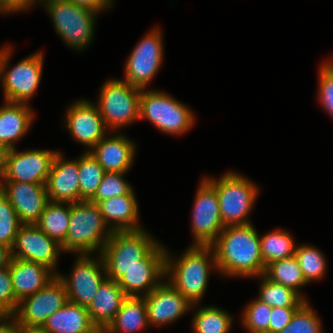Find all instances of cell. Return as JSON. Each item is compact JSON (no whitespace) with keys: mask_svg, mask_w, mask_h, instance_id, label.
<instances>
[{"mask_svg":"<svg viewBox=\"0 0 333 333\" xmlns=\"http://www.w3.org/2000/svg\"><path fill=\"white\" fill-rule=\"evenodd\" d=\"M67 112L66 127L79 143L91 150L105 137L107 127L96 105L80 100Z\"/></svg>","mask_w":333,"mask_h":333,"instance_id":"18","label":"cell"},{"mask_svg":"<svg viewBox=\"0 0 333 333\" xmlns=\"http://www.w3.org/2000/svg\"><path fill=\"white\" fill-rule=\"evenodd\" d=\"M57 151L9 149L3 181L46 184Z\"/></svg>","mask_w":333,"mask_h":333,"instance_id":"15","label":"cell"},{"mask_svg":"<svg viewBox=\"0 0 333 333\" xmlns=\"http://www.w3.org/2000/svg\"><path fill=\"white\" fill-rule=\"evenodd\" d=\"M0 321V333H21V324L13 315H0Z\"/></svg>","mask_w":333,"mask_h":333,"instance_id":"44","label":"cell"},{"mask_svg":"<svg viewBox=\"0 0 333 333\" xmlns=\"http://www.w3.org/2000/svg\"><path fill=\"white\" fill-rule=\"evenodd\" d=\"M60 250H62L61 245L46 235L35 224H23L17 232L11 248V256L20 260L43 264L53 271Z\"/></svg>","mask_w":333,"mask_h":333,"instance_id":"14","label":"cell"},{"mask_svg":"<svg viewBox=\"0 0 333 333\" xmlns=\"http://www.w3.org/2000/svg\"><path fill=\"white\" fill-rule=\"evenodd\" d=\"M29 0H0V11L18 12L29 8Z\"/></svg>","mask_w":333,"mask_h":333,"instance_id":"43","label":"cell"},{"mask_svg":"<svg viewBox=\"0 0 333 333\" xmlns=\"http://www.w3.org/2000/svg\"><path fill=\"white\" fill-rule=\"evenodd\" d=\"M50 202H80L78 160L65 161L57 152L46 182Z\"/></svg>","mask_w":333,"mask_h":333,"instance_id":"19","label":"cell"},{"mask_svg":"<svg viewBox=\"0 0 333 333\" xmlns=\"http://www.w3.org/2000/svg\"><path fill=\"white\" fill-rule=\"evenodd\" d=\"M145 299L149 325H165L177 320L193 306L168 281L161 282Z\"/></svg>","mask_w":333,"mask_h":333,"instance_id":"17","label":"cell"},{"mask_svg":"<svg viewBox=\"0 0 333 333\" xmlns=\"http://www.w3.org/2000/svg\"><path fill=\"white\" fill-rule=\"evenodd\" d=\"M127 297L114 280L106 278L98 287L97 293L87 309L92 323L101 333L114 320Z\"/></svg>","mask_w":333,"mask_h":333,"instance_id":"22","label":"cell"},{"mask_svg":"<svg viewBox=\"0 0 333 333\" xmlns=\"http://www.w3.org/2000/svg\"><path fill=\"white\" fill-rule=\"evenodd\" d=\"M78 167L80 202L89 201L96 193L106 172L88 151L79 157Z\"/></svg>","mask_w":333,"mask_h":333,"instance_id":"32","label":"cell"},{"mask_svg":"<svg viewBox=\"0 0 333 333\" xmlns=\"http://www.w3.org/2000/svg\"><path fill=\"white\" fill-rule=\"evenodd\" d=\"M10 55L11 49L9 47L0 50V79L2 80L5 101L26 104L40 84L43 53L37 52L30 55L8 70L7 64Z\"/></svg>","mask_w":333,"mask_h":333,"instance_id":"7","label":"cell"},{"mask_svg":"<svg viewBox=\"0 0 333 333\" xmlns=\"http://www.w3.org/2000/svg\"><path fill=\"white\" fill-rule=\"evenodd\" d=\"M263 275L272 282L293 289L303 299H305L299 293L298 289L302 287V285L304 286L308 283L304 279L302 270L299 267V263L295 255L269 263L266 265Z\"/></svg>","mask_w":333,"mask_h":333,"instance_id":"29","label":"cell"},{"mask_svg":"<svg viewBox=\"0 0 333 333\" xmlns=\"http://www.w3.org/2000/svg\"><path fill=\"white\" fill-rule=\"evenodd\" d=\"M70 213L71 203L49 202L35 225L61 245L67 236Z\"/></svg>","mask_w":333,"mask_h":333,"instance_id":"28","label":"cell"},{"mask_svg":"<svg viewBox=\"0 0 333 333\" xmlns=\"http://www.w3.org/2000/svg\"><path fill=\"white\" fill-rule=\"evenodd\" d=\"M146 118L168 134H183L193 127L195 117L181 102L164 92L141 90L139 119Z\"/></svg>","mask_w":333,"mask_h":333,"instance_id":"6","label":"cell"},{"mask_svg":"<svg viewBox=\"0 0 333 333\" xmlns=\"http://www.w3.org/2000/svg\"><path fill=\"white\" fill-rule=\"evenodd\" d=\"M206 179L215 187L218 195L223 225L250 224L247 215L257 198V186L234 172L224 174L219 180Z\"/></svg>","mask_w":333,"mask_h":333,"instance_id":"5","label":"cell"},{"mask_svg":"<svg viewBox=\"0 0 333 333\" xmlns=\"http://www.w3.org/2000/svg\"><path fill=\"white\" fill-rule=\"evenodd\" d=\"M332 67H333V61H331V62H328Z\"/></svg>","mask_w":333,"mask_h":333,"instance_id":"49","label":"cell"},{"mask_svg":"<svg viewBox=\"0 0 333 333\" xmlns=\"http://www.w3.org/2000/svg\"><path fill=\"white\" fill-rule=\"evenodd\" d=\"M19 301L15 298L9 267L0 269V315H13Z\"/></svg>","mask_w":333,"mask_h":333,"instance_id":"39","label":"cell"},{"mask_svg":"<svg viewBox=\"0 0 333 333\" xmlns=\"http://www.w3.org/2000/svg\"><path fill=\"white\" fill-rule=\"evenodd\" d=\"M75 5L88 9L94 13H100L105 8L111 7L113 0H68Z\"/></svg>","mask_w":333,"mask_h":333,"instance_id":"42","label":"cell"},{"mask_svg":"<svg viewBox=\"0 0 333 333\" xmlns=\"http://www.w3.org/2000/svg\"><path fill=\"white\" fill-rule=\"evenodd\" d=\"M295 257L308 284L325 274L326 261L320 250L309 245L296 246Z\"/></svg>","mask_w":333,"mask_h":333,"instance_id":"34","label":"cell"},{"mask_svg":"<svg viewBox=\"0 0 333 333\" xmlns=\"http://www.w3.org/2000/svg\"><path fill=\"white\" fill-rule=\"evenodd\" d=\"M48 333H101L92 323L87 307L68 301L42 326Z\"/></svg>","mask_w":333,"mask_h":333,"instance_id":"24","label":"cell"},{"mask_svg":"<svg viewBox=\"0 0 333 333\" xmlns=\"http://www.w3.org/2000/svg\"><path fill=\"white\" fill-rule=\"evenodd\" d=\"M192 214L194 245L211 246L223 231L219 198L215 187L206 179L202 180L196 193Z\"/></svg>","mask_w":333,"mask_h":333,"instance_id":"11","label":"cell"},{"mask_svg":"<svg viewBox=\"0 0 333 333\" xmlns=\"http://www.w3.org/2000/svg\"><path fill=\"white\" fill-rule=\"evenodd\" d=\"M21 333H48L43 327L21 325Z\"/></svg>","mask_w":333,"mask_h":333,"instance_id":"47","label":"cell"},{"mask_svg":"<svg viewBox=\"0 0 333 333\" xmlns=\"http://www.w3.org/2000/svg\"><path fill=\"white\" fill-rule=\"evenodd\" d=\"M11 259V248L0 244V269L9 267Z\"/></svg>","mask_w":333,"mask_h":333,"instance_id":"45","label":"cell"},{"mask_svg":"<svg viewBox=\"0 0 333 333\" xmlns=\"http://www.w3.org/2000/svg\"><path fill=\"white\" fill-rule=\"evenodd\" d=\"M264 265L295 255L296 246L290 233L284 230L269 232L260 237Z\"/></svg>","mask_w":333,"mask_h":333,"instance_id":"30","label":"cell"},{"mask_svg":"<svg viewBox=\"0 0 333 333\" xmlns=\"http://www.w3.org/2000/svg\"><path fill=\"white\" fill-rule=\"evenodd\" d=\"M212 250V246L192 245L176 261L171 260L166 250L165 276L193 306L201 300L206 291L211 266L217 269L215 253Z\"/></svg>","mask_w":333,"mask_h":333,"instance_id":"3","label":"cell"},{"mask_svg":"<svg viewBox=\"0 0 333 333\" xmlns=\"http://www.w3.org/2000/svg\"><path fill=\"white\" fill-rule=\"evenodd\" d=\"M162 35L154 29L132 50L125 64V80L143 90L158 72L163 61Z\"/></svg>","mask_w":333,"mask_h":333,"instance_id":"12","label":"cell"},{"mask_svg":"<svg viewBox=\"0 0 333 333\" xmlns=\"http://www.w3.org/2000/svg\"><path fill=\"white\" fill-rule=\"evenodd\" d=\"M99 258L96 261L90 259L89 254H81L74 265L71 276L67 278L57 274L66 287L68 301L87 308L92 303L98 287L107 278L104 260L101 255Z\"/></svg>","mask_w":333,"mask_h":333,"instance_id":"13","label":"cell"},{"mask_svg":"<svg viewBox=\"0 0 333 333\" xmlns=\"http://www.w3.org/2000/svg\"><path fill=\"white\" fill-rule=\"evenodd\" d=\"M43 5L51 15L55 30L68 46L82 50L92 41L95 33L94 16L98 13L75 5L68 0H52Z\"/></svg>","mask_w":333,"mask_h":333,"instance_id":"8","label":"cell"},{"mask_svg":"<svg viewBox=\"0 0 333 333\" xmlns=\"http://www.w3.org/2000/svg\"><path fill=\"white\" fill-rule=\"evenodd\" d=\"M35 1L36 2L41 1V2H44V4H45V3L49 2V1H52V0H29V5L32 6V4H35Z\"/></svg>","mask_w":333,"mask_h":333,"instance_id":"48","label":"cell"},{"mask_svg":"<svg viewBox=\"0 0 333 333\" xmlns=\"http://www.w3.org/2000/svg\"><path fill=\"white\" fill-rule=\"evenodd\" d=\"M261 277L260 294L257 299L270 307L299 308L306 301L293 289L272 282L264 275H261L259 278Z\"/></svg>","mask_w":333,"mask_h":333,"instance_id":"31","label":"cell"},{"mask_svg":"<svg viewBox=\"0 0 333 333\" xmlns=\"http://www.w3.org/2000/svg\"><path fill=\"white\" fill-rule=\"evenodd\" d=\"M272 307L258 299L250 302L243 314V324L249 333H270Z\"/></svg>","mask_w":333,"mask_h":333,"instance_id":"35","label":"cell"},{"mask_svg":"<svg viewBox=\"0 0 333 333\" xmlns=\"http://www.w3.org/2000/svg\"><path fill=\"white\" fill-rule=\"evenodd\" d=\"M0 191L10 201L22 224H36L50 202L46 184L1 180Z\"/></svg>","mask_w":333,"mask_h":333,"instance_id":"16","label":"cell"},{"mask_svg":"<svg viewBox=\"0 0 333 333\" xmlns=\"http://www.w3.org/2000/svg\"><path fill=\"white\" fill-rule=\"evenodd\" d=\"M141 89L126 81L111 79L101 88L98 110L105 125L111 130L139 119Z\"/></svg>","mask_w":333,"mask_h":333,"instance_id":"9","label":"cell"},{"mask_svg":"<svg viewBox=\"0 0 333 333\" xmlns=\"http://www.w3.org/2000/svg\"><path fill=\"white\" fill-rule=\"evenodd\" d=\"M279 333H323L321 320L307 300L295 311L291 322Z\"/></svg>","mask_w":333,"mask_h":333,"instance_id":"37","label":"cell"},{"mask_svg":"<svg viewBox=\"0 0 333 333\" xmlns=\"http://www.w3.org/2000/svg\"><path fill=\"white\" fill-rule=\"evenodd\" d=\"M33 116L27 104L5 101L0 108V144L14 149V142L27 133Z\"/></svg>","mask_w":333,"mask_h":333,"instance_id":"25","label":"cell"},{"mask_svg":"<svg viewBox=\"0 0 333 333\" xmlns=\"http://www.w3.org/2000/svg\"><path fill=\"white\" fill-rule=\"evenodd\" d=\"M8 152L9 149L5 145L0 144V179L4 178L6 173Z\"/></svg>","mask_w":333,"mask_h":333,"instance_id":"46","label":"cell"},{"mask_svg":"<svg viewBox=\"0 0 333 333\" xmlns=\"http://www.w3.org/2000/svg\"><path fill=\"white\" fill-rule=\"evenodd\" d=\"M99 141L91 151H88L105 172L126 173L135 155V145L121 134Z\"/></svg>","mask_w":333,"mask_h":333,"instance_id":"21","label":"cell"},{"mask_svg":"<svg viewBox=\"0 0 333 333\" xmlns=\"http://www.w3.org/2000/svg\"><path fill=\"white\" fill-rule=\"evenodd\" d=\"M165 275L166 266H136L128 269L117 283L127 296L140 297L156 288ZM140 291H144V294L140 295Z\"/></svg>","mask_w":333,"mask_h":333,"instance_id":"27","label":"cell"},{"mask_svg":"<svg viewBox=\"0 0 333 333\" xmlns=\"http://www.w3.org/2000/svg\"><path fill=\"white\" fill-rule=\"evenodd\" d=\"M125 173L106 172L94 196L89 200L97 204L99 201L127 195L132 187L125 181Z\"/></svg>","mask_w":333,"mask_h":333,"instance_id":"38","label":"cell"},{"mask_svg":"<svg viewBox=\"0 0 333 333\" xmlns=\"http://www.w3.org/2000/svg\"><path fill=\"white\" fill-rule=\"evenodd\" d=\"M211 246L219 272L234 277L264 274L260 237L251 223L225 226Z\"/></svg>","mask_w":333,"mask_h":333,"instance_id":"1","label":"cell"},{"mask_svg":"<svg viewBox=\"0 0 333 333\" xmlns=\"http://www.w3.org/2000/svg\"><path fill=\"white\" fill-rule=\"evenodd\" d=\"M318 98L333 117V67L327 62L320 66Z\"/></svg>","mask_w":333,"mask_h":333,"instance_id":"40","label":"cell"},{"mask_svg":"<svg viewBox=\"0 0 333 333\" xmlns=\"http://www.w3.org/2000/svg\"><path fill=\"white\" fill-rule=\"evenodd\" d=\"M15 298L20 302L44 288L56 275L47 266L12 258L9 264Z\"/></svg>","mask_w":333,"mask_h":333,"instance_id":"20","label":"cell"},{"mask_svg":"<svg viewBox=\"0 0 333 333\" xmlns=\"http://www.w3.org/2000/svg\"><path fill=\"white\" fill-rule=\"evenodd\" d=\"M298 308H272L270 318V333H279L291 322V319Z\"/></svg>","mask_w":333,"mask_h":333,"instance_id":"41","label":"cell"},{"mask_svg":"<svg viewBox=\"0 0 333 333\" xmlns=\"http://www.w3.org/2000/svg\"><path fill=\"white\" fill-rule=\"evenodd\" d=\"M97 205L107 226L112 221L115 222V225H110L113 232L137 231L142 229L137 223L139 206L133 190L127 195L99 201Z\"/></svg>","mask_w":333,"mask_h":333,"instance_id":"23","label":"cell"},{"mask_svg":"<svg viewBox=\"0 0 333 333\" xmlns=\"http://www.w3.org/2000/svg\"><path fill=\"white\" fill-rule=\"evenodd\" d=\"M149 325L143 296H128L114 320L102 333H135Z\"/></svg>","mask_w":333,"mask_h":333,"instance_id":"26","label":"cell"},{"mask_svg":"<svg viewBox=\"0 0 333 333\" xmlns=\"http://www.w3.org/2000/svg\"><path fill=\"white\" fill-rule=\"evenodd\" d=\"M112 232L97 204L87 200L71 203L69 228L61 244L62 251L81 255L91 254L99 248L101 254Z\"/></svg>","mask_w":333,"mask_h":333,"instance_id":"4","label":"cell"},{"mask_svg":"<svg viewBox=\"0 0 333 333\" xmlns=\"http://www.w3.org/2000/svg\"><path fill=\"white\" fill-rule=\"evenodd\" d=\"M232 318L220 308L205 306L194 315L192 328L194 333H228L232 325Z\"/></svg>","mask_w":333,"mask_h":333,"instance_id":"33","label":"cell"},{"mask_svg":"<svg viewBox=\"0 0 333 333\" xmlns=\"http://www.w3.org/2000/svg\"><path fill=\"white\" fill-rule=\"evenodd\" d=\"M22 225L10 201L0 191V244L12 248Z\"/></svg>","mask_w":333,"mask_h":333,"instance_id":"36","label":"cell"},{"mask_svg":"<svg viewBox=\"0 0 333 333\" xmlns=\"http://www.w3.org/2000/svg\"><path fill=\"white\" fill-rule=\"evenodd\" d=\"M166 249L143 229L112 232L101 256L106 277L118 281L128 269L136 266H166Z\"/></svg>","mask_w":333,"mask_h":333,"instance_id":"2","label":"cell"},{"mask_svg":"<svg viewBox=\"0 0 333 333\" xmlns=\"http://www.w3.org/2000/svg\"><path fill=\"white\" fill-rule=\"evenodd\" d=\"M67 302L66 287L56 275L44 288L22 299L13 316L21 325L42 327L46 319Z\"/></svg>","mask_w":333,"mask_h":333,"instance_id":"10","label":"cell"}]
</instances>
